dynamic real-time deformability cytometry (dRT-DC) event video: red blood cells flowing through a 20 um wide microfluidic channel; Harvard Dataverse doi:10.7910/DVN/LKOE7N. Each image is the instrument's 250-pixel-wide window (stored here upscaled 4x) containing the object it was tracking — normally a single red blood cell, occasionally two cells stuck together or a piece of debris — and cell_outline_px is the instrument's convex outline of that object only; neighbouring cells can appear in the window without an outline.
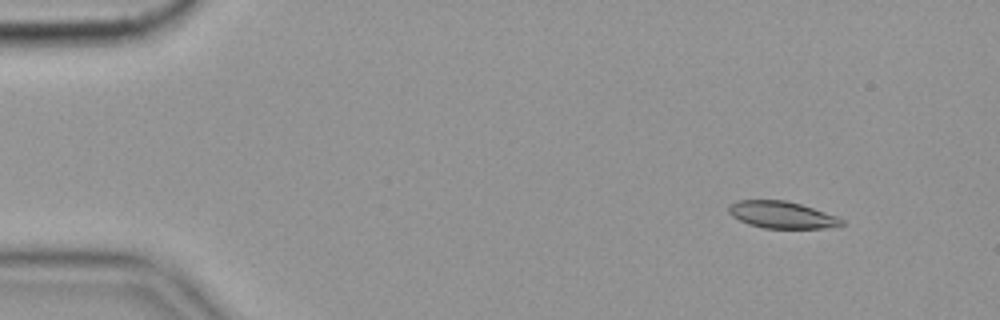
{"species": "common noctule bat (a hibernating species)", "species_latin": "Nyctalus noctula", "temperature_condition": "cold", "stored_images_in_passage": 8, "camera_frame_rate_fps": 3000, "um_per_image_px": 0.085, "animal": {"sex": "female", "body_mass_g": 19.9}, "frame": {"image": 1, "passage_image": 1, "time_ms": 0.0, "image_size_px": [1000, 320], "cell_outline_px": [[844, 224], [824, 228], [764, 228], [748, 224], [732, 216], [728, 212], [728, 204], [740, 200], [784, 200], [800, 204], [836, 216], [844, 220]], "centroid_in_image_um": [66.41, 18.26], "position_along_channel_um": 18.6, "area_um2": 17.57}}